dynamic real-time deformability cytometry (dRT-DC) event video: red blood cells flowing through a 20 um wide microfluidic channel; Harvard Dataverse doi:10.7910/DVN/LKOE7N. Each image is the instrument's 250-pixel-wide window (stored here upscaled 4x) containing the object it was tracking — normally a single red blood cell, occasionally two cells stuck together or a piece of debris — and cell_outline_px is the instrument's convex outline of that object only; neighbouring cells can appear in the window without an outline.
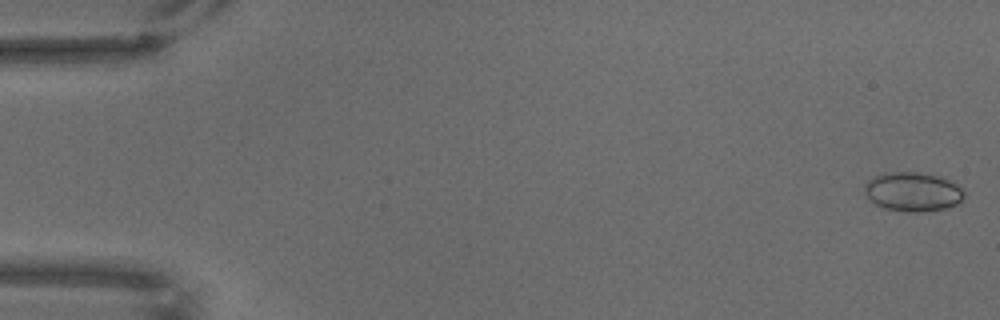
{"species": "common noctule bat (a hibernating species)", "species_latin": "Nyctalus noctula", "temperature_condition": "warm", "stored_images_in_passage": 70, "camera_frame_rate_fps": 3000, "um_per_image_px": 0.085, "animal": {"sex": "male", "body_mass_g": 18.8}, "frame": {"image": 1, "passage_image": 2, "time_ms": 0.333, "image_size_px": [1000, 320], "cell_outline_px": [[964, 196], [956, 204], [948, 208], [920, 212], [908, 212], [884, 208], [868, 200], [864, 192], [864, 184], [868, 180], [884, 172], [916, 172], [940, 176], [956, 184], [964, 192]], "centroid_in_image_um": [77.55, 16.3], "position_along_channel_um": 7.5, "area_um2": 22.77}}
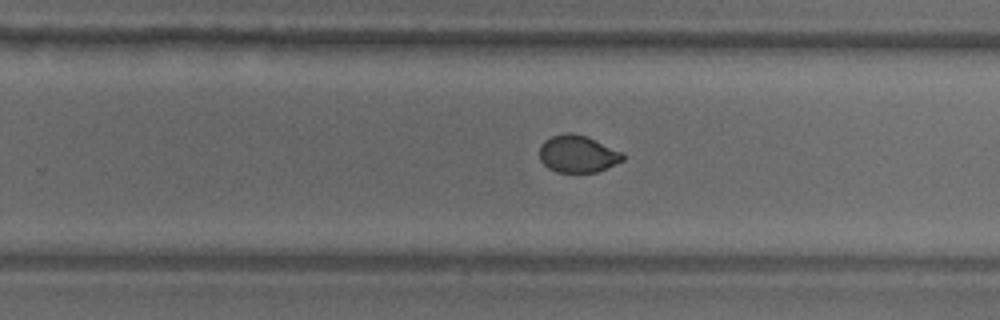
{"frame": {"image": 2, "passage_image": 45, "time_ms": 14.667, "image_size_px": [1000, 320], "cell_outline_px": [[624, 160], [596, 172], [556, 172], [548, 168], [540, 160], [540, 144], [544, 140], [552, 136], [564, 132], [572, 132], [588, 136], [620, 152], [624, 156]], "centroid_in_image_um": [49.06, 13.07], "position_along_channel_um": 280.7, "area_um2": 18.03}}
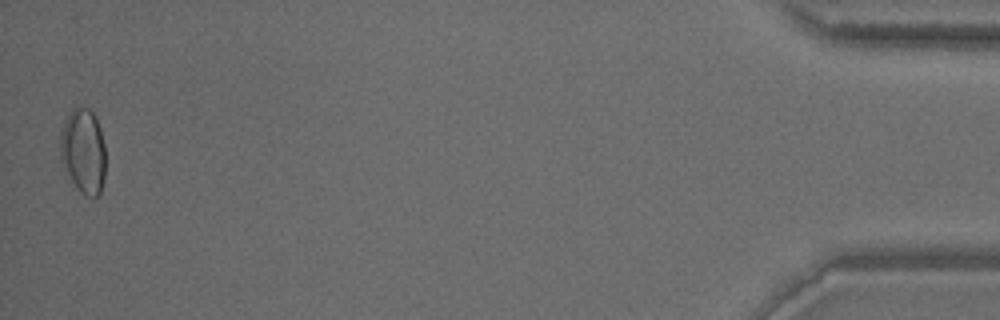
{"frame": {"image": 3, "passage_image": 69, "time_ms": 22.667, "image_size_px": [1000, 320], "cell_outline_px": [[104, 180], [100, 192], [96, 196], [88, 196], [80, 192], [72, 180], [60, 160], [60, 132], [68, 112], [72, 108], [88, 108], [96, 116], [100, 128], [104, 144]], "centroid_in_image_um": [7.07, 12.81], "position_along_channel_um": 428.1, "area_um2": 22.37}}